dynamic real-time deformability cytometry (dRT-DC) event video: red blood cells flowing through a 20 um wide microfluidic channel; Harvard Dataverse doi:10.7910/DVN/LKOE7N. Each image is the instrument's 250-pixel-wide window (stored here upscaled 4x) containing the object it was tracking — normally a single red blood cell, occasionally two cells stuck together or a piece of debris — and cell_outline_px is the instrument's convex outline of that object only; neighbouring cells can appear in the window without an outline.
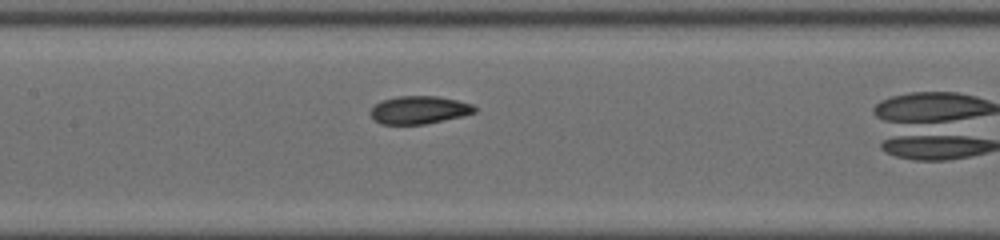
{"species": "common noctule bat (a hibernating species)", "species_latin": "Nyctalus noctula", "temperature_condition": "cold", "stored_images_in_passage": 21, "camera_frame_rate_fps": 3000, "um_per_image_px": 0.085, "animal": {"sex": "male", "body_mass_g": 19.0, "forearm_length_mm": 50.8}, "frame": {"image": 1, "passage_image": 5, "time_ms": 1.333, "image_size_px": [1000, 240], "cell_outline_px": [[476, 112], [464, 116], [424, 124], [380, 124], [368, 112], [376, 104], [384, 100], [396, 96], [436, 96], [456, 100], [472, 104], [476, 108]], "centroid_in_image_um": [35.64, 9.35], "position_along_channel_um": 171.8, "area_um2": 16.82}}
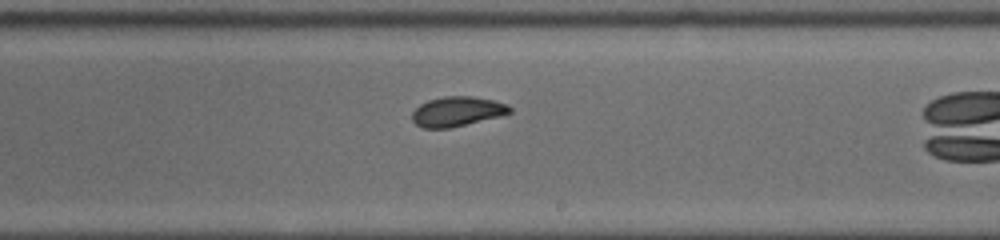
{"frame": {"image": 2, "passage_image": 11, "time_ms": 3.333, "image_size_px": [1000, 240], "cell_outline_px": [[512, 112], [500, 116], [452, 128], [424, 128], [416, 124], [412, 120], [412, 112], [420, 104], [428, 100], [444, 96], [472, 96], [492, 100], [508, 104], [512, 108]], "centroid_in_image_um": [38.86, 9.48], "position_along_channel_um": 250.1, "area_um2": 16.99}}
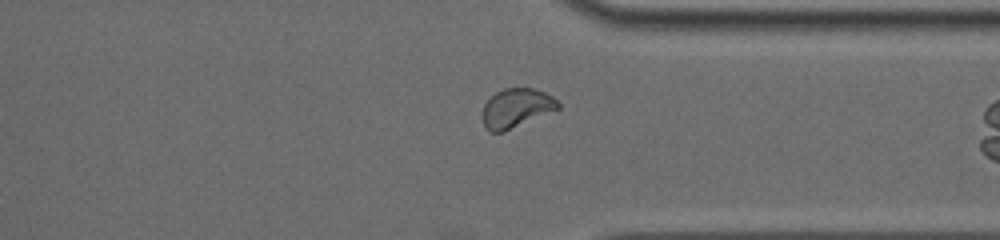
{"frame": {"image": 3, "passage_image": 20, "time_ms": 6.333, "image_size_px": [1000, 240], "cell_outline_px": [[560, 108], [504, 132], [488, 132], [484, 128], [484, 104], [496, 92], [504, 88], [532, 88], [544, 92], [552, 96], [560, 104]], "centroid_in_image_um": [43.89, 9.19], "position_along_channel_um": 367.5, "area_um2": 17.05}}